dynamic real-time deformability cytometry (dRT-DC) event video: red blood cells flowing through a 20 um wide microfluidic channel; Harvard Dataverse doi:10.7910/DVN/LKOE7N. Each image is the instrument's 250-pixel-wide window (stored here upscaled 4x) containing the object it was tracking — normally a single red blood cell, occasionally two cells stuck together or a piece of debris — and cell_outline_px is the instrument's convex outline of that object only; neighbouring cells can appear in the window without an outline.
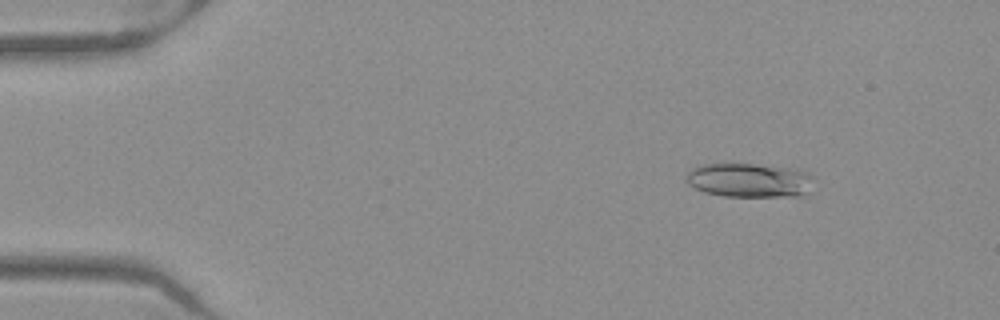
{"species": "Egyptian fruit bat (a non-hibernating species)", "species_latin": "Rousettus aegyptiacus", "temperature_condition": "warm", "stored_images_in_passage": 51, "camera_frame_rate_fps": 3000, "um_per_image_px": 0.085, "frame": {"image": 1, "passage_image": 7, "time_ms": 2.0, "image_size_px": [1000, 320], "cell_outline_px": [[812, 192], [804, 196], [724, 196], [704, 192], [688, 184], [684, 180], [684, 176], [692, 168], [700, 164], [756, 164], [788, 168], [808, 172]], "centroid_in_image_um": [63.65, 15.33], "position_along_channel_um": 21.3, "area_um2": 25.43}}
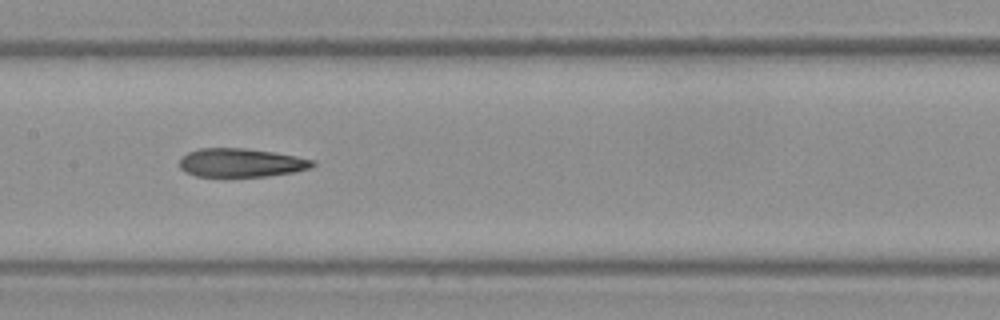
{"frame": {"image": 2, "passage_image": 26, "time_ms": 8.333, "image_size_px": [1000, 320], "cell_outline_px": [[316, 164], [312, 168], [292, 172], [268, 176], [196, 176], [184, 172], [180, 168], [180, 156], [188, 152], [200, 148], [244, 148], [272, 152], [296, 156], [316, 160]], "centroid_in_image_um": [20.49, 13.83], "position_along_channel_um": 186.9, "area_um2": 22.25}}
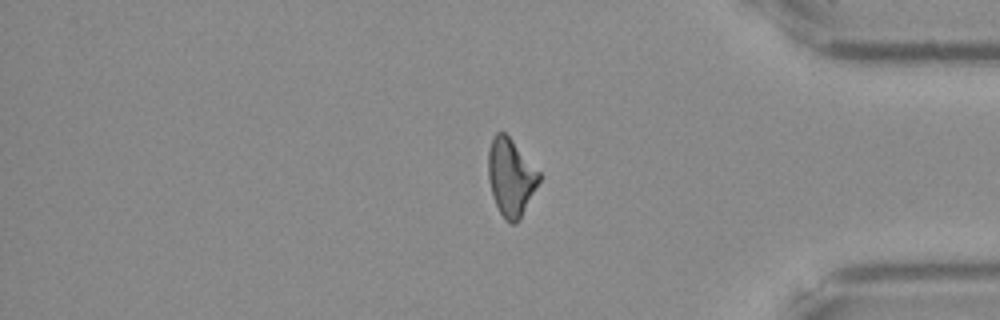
{"frame": {"image": 3, "passage_image": 43, "time_ms": 14.0, "image_size_px": [1000, 320], "cell_outline_px": [[540, 180], [520, 220], [516, 224], [508, 224], [504, 220], [492, 196], [488, 176], [488, 152], [492, 140], [496, 132], [504, 132], [512, 140], [540, 172]], "centroid_in_image_um": [43.41, 15.11], "position_along_channel_um": 391.8, "area_um2": 22.89}, "authors_computed_cell_mechanics": {"area_um2": 23.1778, "velocity_mm_per_s": 4.0045, "shape_relaxation_time_tau1_ms": null, "shape_relaxation_time_tau2_ms": 5.063, "deformation_change_tau1": null, "deformation_change_tau2": 0.1619}}